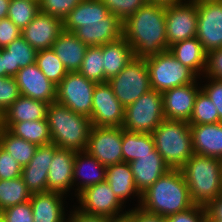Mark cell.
Wrapping results in <instances>:
<instances>
[{
	"label": "cell",
	"instance_id": "obj_1",
	"mask_svg": "<svg viewBox=\"0 0 222 222\" xmlns=\"http://www.w3.org/2000/svg\"><path fill=\"white\" fill-rule=\"evenodd\" d=\"M122 29L135 58H146L168 50L164 5L147 2L122 23Z\"/></svg>",
	"mask_w": 222,
	"mask_h": 222
},
{
	"label": "cell",
	"instance_id": "obj_2",
	"mask_svg": "<svg viewBox=\"0 0 222 222\" xmlns=\"http://www.w3.org/2000/svg\"><path fill=\"white\" fill-rule=\"evenodd\" d=\"M184 176L179 169H170L141 193L140 208L167 218L194 206Z\"/></svg>",
	"mask_w": 222,
	"mask_h": 222
},
{
	"label": "cell",
	"instance_id": "obj_3",
	"mask_svg": "<svg viewBox=\"0 0 222 222\" xmlns=\"http://www.w3.org/2000/svg\"><path fill=\"white\" fill-rule=\"evenodd\" d=\"M47 120L51 143L75 152L86 150L92 128L89 117L74 113L55 101L48 105Z\"/></svg>",
	"mask_w": 222,
	"mask_h": 222
},
{
	"label": "cell",
	"instance_id": "obj_4",
	"mask_svg": "<svg viewBox=\"0 0 222 222\" xmlns=\"http://www.w3.org/2000/svg\"><path fill=\"white\" fill-rule=\"evenodd\" d=\"M180 170L195 205L206 207L222 193L221 159L194 153Z\"/></svg>",
	"mask_w": 222,
	"mask_h": 222
},
{
	"label": "cell",
	"instance_id": "obj_5",
	"mask_svg": "<svg viewBox=\"0 0 222 222\" xmlns=\"http://www.w3.org/2000/svg\"><path fill=\"white\" fill-rule=\"evenodd\" d=\"M155 149L170 169H181L194 154L190 124L163 120L151 133Z\"/></svg>",
	"mask_w": 222,
	"mask_h": 222
},
{
	"label": "cell",
	"instance_id": "obj_6",
	"mask_svg": "<svg viewBox=\"0 0 222 222\" xmlns=\"http://www.w3.org/2000/svg\"><path fill=\"white\" fill-rule=\"evenodd\" d=\"M145 60L151 88L160 93L195 82L199 78L190 68L179 62L169 50L146 57Z\"/></svg>",
	"mask_w": 222,
	"mask_h": 222
},
{
	"label": "cell",
	"instance_id": "obj_7",
	"mask_svg": "<svg viewBox=\"0 0 222 222\" xmlns=\"http://www.w3.org/2000/svg\"><path fill=\"white\" fill-rule=\"evenodd\" d=\"M163 120L162 93L151 89L125 107L122 128L131 132L152 133Z\"/></svg>",
	"mask_w": 222,
	"mask_h": 222
},
{
	"label": "cell",
	"instance_id": "obj_8",
	"mask_svg": "<svg viewBox=\"0 0 222 222\" xmlns=\"http://www.w3.org/2000/svg\"><path fill=\"white\" fill-rule=\"evenodd\" d=\"M107 82L124 107L152 89L145 58L134 57L118 75L111 77Z\"/></svg>",
	"mask_w": 222,
	"mask_h": 222
},
{
	"label": "cell",
	"instance_id": "obj_9",
	"mask_svg": "<svg viewBox=\"0 0 222 222\" xmlns=\"http://www.w3.org/2000/svg\"><path fill=\"white\" fill-rule=\"evenodd\" d=\"M96 84L78 71L68 72L57 85L56 102L90 118Z\"/></svg>",
	"mask_w": 222,
	"mask_h": 222
},
{
	"label": "cell",
	"instance_id": "obj_10",
	"mask_svg": "<svg viewBox=\"0 0 222 222\" xmlns=\"http://www.w3.org/2000/svg\"><path fill=\"white\" fill-rule=\"evenodd\" d=\"M76 202H74L75 207L83 213L109 219L124 216L128 212L127 207L114 194L107 181L81 191L76 196Z\"/></svg>",
	"mask_w": 222,
	"mask_h": 222
},
{
	"label": "cell",
	"instance_id": "obj_11",
	"mask_svg": "<svg viewBox=\"0 0 222 222\" xmlns=\"http://www.w3.org/2000/svg\"><path fill=\"white\" fill-rule=\"evenodd\" d=\"M196 37L208 54L222 48V0H197Z\"/></svg>",
	"mask_w": 222,
	"mask_h": 222
},
{
	"label": "cell",
	"instance_id": "obj_12",
	"mask_svg": "<svg viewBox=\"0 0 222 222\" xmlns=\"http://www.w3.org/2000/svg\"><path fill=\"white\" fill-rule=\"evenodd\" d=\"M197 0H186L166 6V37L168 50L176 42L196 37Z\"/></svg>",
	"mask_w": 222,
	"mask_h": 222
},
{
	"label": "cell",
	"instance_id": "obj_13",
	"mask_svg": "<svg viewBox=\"0 0 222 222\" xmlns=\"http://www.w3.org/2000/svg\"><path fill=\"white\" fill-rule=\"evenodd\" d=\"M86 151L106 167L123 162L122 127L92 126Z\"/></svg>",
	"mask_w": 222,
	"mask_h": 222
},
{
	"label": "cell",
	"instance_id": "obj_14",
	"mask_svg": "<svg viewBox=\"0 0 222 222\" xmlns=\"http://www.w3.org/2000/svg\"><path fill=\"white\" fill-rule=\"evenodd\" d=\"M92 126L122 127L125 107L114 95L108 82L97 83L93 92Z\"/></svg>",
	"mask_w": 222,
	"mask_h": 222
},
{
	"label": "cell",
	"instance_id": "obj_15",
	"mask_svg": "<svg viewBox=\"0 0 222 222\" xmlns=\"http://www.w3.org/2000/svg\"><path fill=\"white\" fill-rule=\"evenodd\" d=\"M199 79L162 93L166 120L189 122L193 113L196 95L201 90Z\"/></svg>",
	"mask_w": 222,
	"mask_h": 222
},
{
	"label": "cell",
	"instance_id": "obj_16",
	"mask_svg": "<svg viewBox=\"0 0 222 222\" xmlns=\"http://www.w3.org/2000/svg\"><path fill=\"white\" fill-rule=\"evenodd\" d=\"M63 31V20L39 11L35 18L21 30V36L36 51H40L52 48Z\"/></svg>",
	"mask_w": 222,
	"mask_h": 222
},
{
	"label": "cell",
	"instance_id": "obj_17",
	"mask_svg": "<svg viewBox=\"0 0 222 222\" xmlns=\"http://www.w3.org/2000/svg\"><path fill=\"white\" fill-rule=\"evenodd\" d=\"M14 78L22 96L48 104L56 101L57 86L42 73L36 63L20 68Z\"/></svg>",
	"mask_w": 222,
	"mask_h": 222
},
{
	"label": "cell",
	"instance_id": "obj_18",
	"mask_svg": "<svg viewBox=\"0 0 222 222\" xmlns=\"http://www.w3.org/2000/svg\"><path fill=\"white\" fill-rule=\"evenodd\" d=\"M58 149L53 143L40 145L30 162L22 167L21 177L32 194L48 192L49 166Z\"/></svg>",
	"mask_w": 222,
	"mask_h": 222
},
{
	"label": "cell",
	"instance_id": "obj_19",
	"mask_svg": "<svg viewBox=\"0 0 222 222\" xmlns=\"http://www.w3.org/2000/svg\"><path fill=\"white\" fill-rule=\"evenodd\" d=\"M122 23L110 13L103 21L82 22L73 33L87 46H103L123 36Z\"/></svg>",
	"mask_w": 222,
	"mask_h": 222
},
{
	"label": "cell",
	"instance_id": "obj_20",
	"mask_svg": "<svg viewBox=\"0 0 222 222\" xmlns=\"http://www.w3.org/2000/svg\"><path fill=\"white\" fill-rule=\"evenodd\" d=\"M67 197L52 191L32 194L30 204L33 222H66L69 214Z\"/></svg>",
	"mask_w": 222,
	"mask_h": 222
},
{
	"label": "cell",
	"instance_id": "obj_21",
	"mask_svg": "<svg viewBox=\"0 0 222 222\" xmlns=\"http://www.w3.org/2000/svg\"><path fill=\"white\" fill-rule=\"evenodd\" d=\"M106 181V166L101 164L86 150L75 154L73 165V191L69 194L75 197L87 187ZM74 195V196H72Z\"/></svg>",
	"mask_w": 222,
	"mask_h": 222
},
{
	"label": "cell",
	"instance_id": "obj_22",
	"mask_svg": "<svg viewBox=\"0 0 222 222\" xmlns=\"http://www.w3.org/2000/svg\"><path fill=\"white\" fill-rule=\"evenodd\" d=\"M75 151L59 148L53 156L47 177L48 191L59 192L69 196L74 191L73 165Z\"/></svg>",
	"mask_w": 222,
	"mask_h": 222
},
{
	"label": "cell",
	"instance_id": "obj_23",
	"mask_svg": "<svg viewBox=\"0 0 222 222\" xmlns=\"http://www.w3.org/2000/svg\"><path fill=\"white\" fill-rule=\"evenodd\" d=\"M136 188L140 193L153 185L170 168L156 149L129 163Z\"/></svg>",
	"mask_w": 222,
	"mask_h": 222
},
{
	"label": "cell",
	"instance_id": "obj_24",
	"mask_svg": "<svg viewBox=\"0 0 222 222\" xmlns=\"http://www.w3.org/2000/svg\"><path fill=\"white\" fill-rule=\"evenodd\" d=\"M48 105L20 95L0 116V127L9 129L16 122L46 119Z\"/></svg>",
	"mask_w": 222,
	"mask_h": 222
},
{
	"label": "cell",
	"instance_id": "obj_25",
	"mask_svg": "<svg viewBox=\"0 0 222 222\" xmlns=\"http://www.w3.org/2000/svg\"><path fill=\"white\" fill-rule=\"evenodd\" d=\"M106 181L114 194L125 205L129 200L137 201L134 206L139 207L141 193L135 186L134 176L129 163L121 162L106 167ZM135 197V198H134Z\"/></svg>",
	"mask_w": 222,
	"mask_h": 222
},
{
	"label": "cell",
	"instance_id": "obj_26",
	"mask_svg": "<svg viewBox=\"0 0 222 222\" xmlns=\"http://www.w3.org/2000/svg\"><path fill=\"white\" fill-rule=\"evenodd\" d=\"M195 154L222 159V122L190 125Z\"/></svg>",
	"mask_w": 222,
	"mask_h": 222
},
{
	"label": "cell",
	"instance_id": "obj_27",
	"mask_svg": "<svg viewBox=\"0 0 222 222\" xmlns=\"http://www.w3.org/2000/svg\"><path fill=\"white\" fill-rule=\"evenodd\" d=\"M87 47L73 32L64 30L53 43L52 50L68 72H75L81 67Z\"/></svg>",
	"mask_w": 222,
	"mask_h": 222
},
{
	"label": "cell",
	"instance_id": "obj_28",
	"mask_svg": "<svg viewBox=\"0 0 222 222\" xmlns=\"http://www.w3.org/2000/svg\"><path fill=\"white\" fill-rule=\"evenodd\" d=\"M104 82L118 75L134 58V51L127 40L121 36L119 39L102 46Z\"/></svg>",
	"mask_w": 222,
	"mask_h": 222
},
{
	"label": "cell",
	"instance_id": "obj_29",
	"mask_svg": "<svg viewBox=\"0 0 222 222\" xmlns=\"http://www.w3.org/2000/svg\"><path fill=\"white\" fill-rule=\"evenodd\" d=\"M37 51L22 37L1 48L5 77H14L20 68L35 63Z\"/></svg>",
	"mask_w": 222,
	"mask_h": 222
},
{
	"label": "cell",
	"instance_id": "obj_30",
	"mask_svg": "<svg viewBox=\"0 0 222 222\" xmlns=\"http://www.w3.org/2000/svg\"><path fill=\"white\" fill-rule=\"evenodd\" d=\"M169 51L199 78L202 77L206 66L207 53L197 37L176 42L169 47Z\"/></svg>",
	"mask_w": 222,
	"mask_h": 222
},
{
	"label": "cell",
	"instance_id": "obj_31",
	"mask_svg": "<svg viewBox=\"0 0 222 222\" xmlns=\"http://www.w3.org/2000/svg\"><path fill=\"white\" fill-rule=\"evenodd\" d=\"M109 14L100 0H82L63 20L64 30L74 32L82 22L103 21Z\"/></svg>",
	"mask_w": 222,
	"mask_h": 222
},
{
	"label": "cell",
	"instance_id": "obj_32",
	"mask_svg": "<svg viewBox=\"0 0 222 222\" xmlns=\"http://www.w3.org/2000/svg\"><path fill=\"white\" fill-rule=\"evenodd\" d=\"M155 149L151 133L131 132L122 128L123 162L130 163Z\"/></svg>",
	"mask_w": 222,
	"mask_h": 222
},
{
	"label": "cell",
	"instance_id": "obj_33",
	"mask_svg": "<svg viewBox=\"0 0 222 222\" xmlns=\"http://www.w3.org/2000/svg\"><path fill=\"white\" fill-rule=\"evenodd\" d=\"M0 147L24 167L30 162L38 146L13 135L8 129L0 127Z\"/></svg>",
	"mask_w": 222,
	"mask_h": 222
},
{
	"label": "cell",
	"instance_id": "obj_34",
	"mask_svg": "<svg viewBox=\"0 0 222 222\" xmlns=\"http://www.w3.org/2000/svg\"><path fill=\"white\" fill-rule=\"evenodd\" d=\"M13 135L37 146L51 143L48 120H31L14 123L8 129Z\"/></svg>",
	"mask_w": 222,
	"mask_h": 222
},
{
	"label": "cell",
	"instance_id": "obj_35",
	"mask_svg": "<svg viewBox=\"0 0 222 222\" xmlns=\"http://www.w3.org/2000/svg\"><path fill=\"white\" fill-rule=\"evenodd\" d=\"M31 195L22 177L0 179V212L8 207L30 201Z\"/></svg>",
	"mask_w": 222,
	"mask_h": 222
},
{
	"label": "cell",
	"instance_id": "obj_36",
	"mask_svg": "<svg viewBox=\"0 0 222 222\" xmlns=\"http://www.w3.org/2000/svg\"><path fill=\"white\" fill-rule=\"evenodd\" d=\"M35 63L42 73L56 86L68 73L52 48L37 51Z\"/></svg>",
	"mask_w": 222,
	"mask_h": 222
},
{
	"label": "cell",
	"instance_id": "obj_37",
	"mask_svg": "<svg viewBox=\"0 0 222 222\" xmlns=\"http://www.w3.org/2000/svg\"><path fill=\"white\" fill-rule=\"evenodd\" d=\"M102 64V46H88L78 72L91 81L103 83L104 69Z\"/></svg>",
	"mask_w": 222,
	"mask_h": 222
},
{
	"label": "cell",
	"instance_id": "obj_38",
	"mask_svg": "<svg viewBox=\"0 0 222 222\" xmlns=\"http://www.w3.org/2000/svg\"><path fill=\"white\" fill-rule=\"evenodd\" d=\"M220 122V118L211 99L200 90L196 95L194 109L189 120L190 125L213 124Z\"/></svg>",
	"mask_w": 222,
	"mask_h": 222
},
{
	"label": "cell",
	"instance_id": "obj_39",
	"mask_svg": "<svg viewBox=\"0 0 222 222\" xmlns=\"http://www.w3.org/2000/svg\"><path fill=\"white\" fill-rule=\"evenodd\" d=\"M39 12V2L32 0H11L7 17L21 30L25 28Z\"/></svg>",
	"mask_w": 222,
	"mask_h": 222
},
{
	"label": "cell",
	"instance_id": "obj_40",
	"mask_svg": "<svg viewBox=\"0 0 222 222\" xmlns=\"http://www.w3.org/2000/svg\"><path fill=\"white\" fill-rule=\"evenodd\" d=\"M122 22L147 3V0H100Z\"/></svg>",
	"mask_w": 222,
	"mask_h": 222
},
{
	"label": "cell",
	"instance_id": "obj_41",
	"mask_svg": "<svg viewBox=\"0 0 222 222\" xmlns=\"http://www.w3.org/2000/svg\"><path fill=\"white\" fill-rule=\"evenodd\" d=\"M82 0H40L39 11L64 20Z\"/></svg>",
	"mask_w": 222,
	"mask_h": 222
},
{
	"label": "cell",
	"instance_id": "obj_42",
	"mask_svg": "<svg viewBox=\"0 0 222 222\" xmlns=\"http://www.w3.org/2000/svg\"><path fill=\"white\" fill-rule=\"evenodd\" d=\"M20 95L14 77H0V116Z\"/></svg>",
	"mask_w": 222,
	"mask_h": 222
},
{
	"label": "cell",
	"instance_id": "obj_43",
	"mask_svg": "<svg viewBox=\"0 0 222 222\" xmlns=\"http://www.w3.org/2000/svg\"><path fill=\"white\" fill-rule=\"evenodd\" d=\"M4 222H33V212L30 201L8 207L0 212Z\"/></svg>",
	"mask_w": 222,
	"mask_h": 222
},
{
	"label": "cell",
	"instance_id": "obj_44",
	"mask_svg": "<svg viewBox=\"0 0 222 222\" xmlns=\"http://www.w3.org/2000/svg\"><path fill=\"white\" fill-rule=\"evenodd\" d=\"M200 87L216 106L220 122H222V80L200 78Z\"/></svg>",
	"mask_w": 222,
	"mask_h": 222
},
{
	"label": "cell",
	"instance_id": "obj_45",
	"mask_svg": "<svg viewBox=\"0 0 222 222\" xmlns=\"http://www.w3.org/2000/svg\"><path fill=\"white\" fill-rule=\"evenodd\" d=\"M22 166L15 158L0 147V179L21 177Z\"/></svg>",
	"mask_w": 222,
	"mask_h": 222
},
{
	"label": "cell",
	"instance_id": "obj_46",
	"mask_svg": "<svg viewBox=\"0 0 222 222\" xmlns=\"http://www.w3.org/2000/svg\"><path fill=\"white\" fill-rule=\"evenodd\" d=\"M201 78L222 80V48L207 54L206 66Z\"/></svg>",
	"mask_w": 222,
	"mask_h": 222
},
{
	"label": "cell",
	"instance_id": "obj_47",
	"mask_svg": "<svg viewBox=\"0 0 222 222\" xmlns=\"http://www.w3.org/2000/svg\"><path fill=\"white\" fill-rule=\"evenodd\" d=\"M206 207L194 205L186 211L165 218V222H205Z\"/></svg>",
	"mask_w": 222,
	"mask_h": 222
},
{
	"label": "cell",
	"instance_id": "obj_48",
	"mask_svg": "<svg viewBox=\"0 0 222 222\" xmlns=\"http://www.w3.org/2000/svg\"><path fill=\"white\" fill-rule=\"evenodd\" d=\"M20 36L21 29L18 28L8 17L0 19V48H5Z\"/></svg>",
	"mask_w": 222,
	"mask_h": 222
},
{
	"label": "cell",
	"instance_id": "obj_49",
	"mask_svg": "<svg viewBox=\"0 0 222 222\" xmlns=\"http://www.w3.org/2000/svg\"><path fill=\"white\" fill-rule=\"evenodd\" d=\"M71 207H73V209L68 207L70 210L66 222H108L109 218L107 217L83 213L78 210L74 204Z\"/></svg>",
	"mask_w": 222,
	"mask_h": 222
},
{
	"label": "cell",
	"instance_id": "obj_50",
	"mask_svg": "<svg viewBox=\"0 0 222 222\" xmlns=\"http://www.w3.org/2000/svg\"><path fill=\"white\" fill-rule=\"evenodd\" d=\"M130 222H165V218L151 214L140 207L130 208Z\"/></svg>",
	"mask_w": 222,
	"mask_h": 222
},
{
	"label": "cell",
	"instance_id": "obj_51",
	"mask_svg": "<svg viewBox=\"0 0 222 222\" xmlns=\"http://www.w3.org/2000/svg\"><path fill=\"white\" fill-rule=\"evenodd\" d=\"M206 212L215 220H222V193L206 206Z\"/></svg>",
	"mask_w": 222,
	"mask_h": 222
},
{
	"label": "cell",
	"instance_id": "obj_52",
	"mask_svg": "<svg viewBox=\"0 0 222 222\" xmlns=\"http://www.w3.org/2000/svg\"><path fill=\"white\" fill-rule=\"evenodd\" d=\"M11 0H0V19L6 18Z\"/></svg>",
	"mask_w": 222,
	"mask_h": 222
},
{
	"label": "cell",
	"instance_id": "obj_53",
	"mask_svg": "<svg viewBox=\"0 0 222 222\" xmlns=\"http://www.w3.org/2000/svg\"><path fill=\"white\" fill-rule=\"evenodd\" d=\"M184 1H186V0H147L148 3L160 4V5H164V6L181 3Z\"/></svg>",
	"mask_w": 222,
	"mask_h": 222
},
{
	"label": "cell",
	"instance_id": "obj_54",
	"mask_svg": "<svg viewBox=\"0 0 222 222\" xmlns=\"http://www.w3.org/2000/svg\"><path fill=\"white\" fill-rule=\"evenodd\" d=\"M108 222H130V208L128 209V212L124 216L117 218H110L108 219Z\"/></svg>",
	"mask_w": 222,
	"mask_h": 222
},
{
	"label": "cell",
	"instance_id": "obj_55",
	"mask_svg": "<svg viewBox=\"0 0 222 222\" xmlns=\"http://www.w3.org/2000/svg\"><path fill=\"white\" fill-rule=\"evenodd\" d=\"M0 77H5L4 58L1 56V48H0Z\"/></svg>",
	"mask_w": 222,
	"mask_h": 222
},
{
	"label": "cell",
	"instance_id": "obj_56",
	"mask_svg": "<svg viewBox=\"0 0 222 222\" xmlns=\"http://www.w3.org/2000/svg\"><path fill=\"white\" fill-rule=\"evenodd\" d=\"M205 222H222V220H215L206 212Z\"/></svg>",
	"mask_w": 222,
	"mask_h": 222
}]
</instances>
